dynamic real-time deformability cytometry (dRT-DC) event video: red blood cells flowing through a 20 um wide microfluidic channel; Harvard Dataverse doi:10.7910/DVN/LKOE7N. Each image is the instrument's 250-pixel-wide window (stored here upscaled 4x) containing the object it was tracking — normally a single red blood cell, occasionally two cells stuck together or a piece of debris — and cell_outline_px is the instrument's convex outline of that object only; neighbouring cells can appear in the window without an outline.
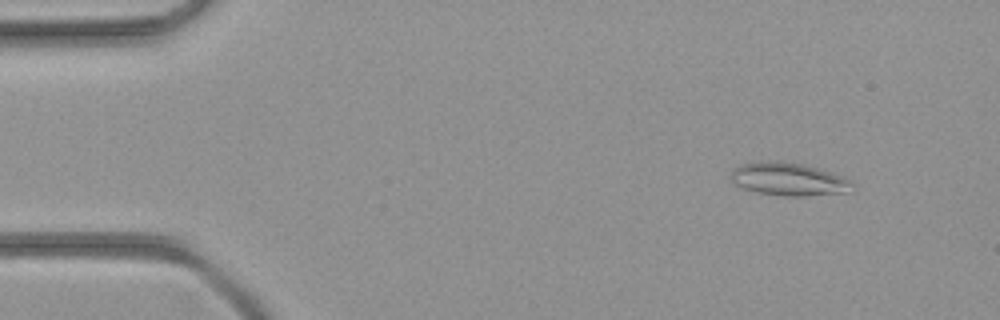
{"species": "common noctule bat (a hibernating species)", "species_latin": "Nyctalus noctula", "temperature_condition": "room temperature", "stored_images_in_passage": 43, "camera_frame_rate_fps": 3000, "um_per_image_px": 0.085, "animal": {"sex": "female", "body_mass_g": 21.9}, "frame": {"image": 1, "passage_image": 5, "time_ms": 1.333, "image_size_px": [1000, 320], "cell_outline_px": [[852, 184], [844, 192], [808, 196], [784, 196], [756, 192], [744, 188], [736, 184], [732, 180], [732, 172], [740, 164], [752, 160], [780, 160], [804, 164], [828, 172], [848, 180]], "centroid_in_image_um": [66.92, 15.2], "position_along_channel_um": 18.1, "area_um2": 23.0}}
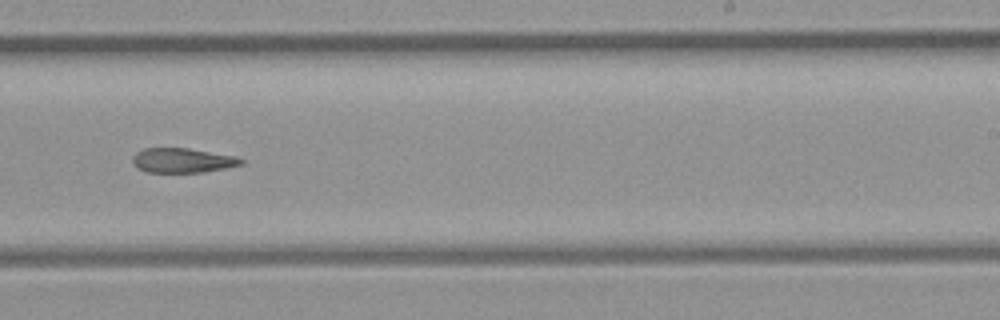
{"frame": {"image": 2, "passage_image": 27, "time_ms": 8.667, "image_size_px": [1000, 320], "cell_outline_px": [[244, 164], [204, 172], [148, 172], [140, 168], [132, 160], [132, 156], [136, 152], [144, 148], [188, 148], [236, 156], [244, 160]], "centroid_in_image_um": [15.54, 13.62], "position_along_channel_um": 273.5, "area_um2": 15.43}}
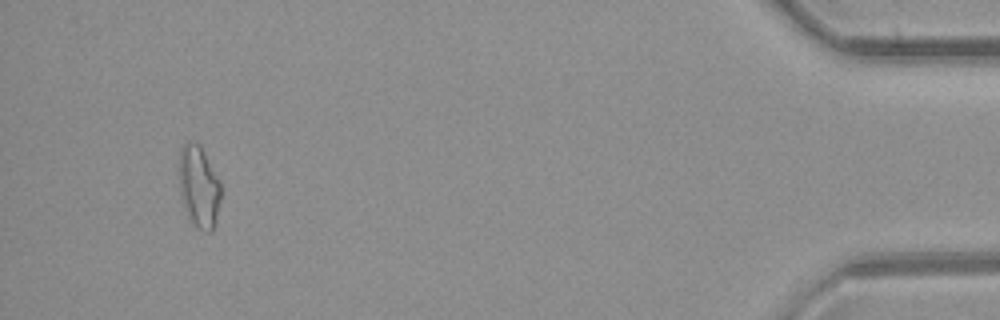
{"frame": {"image": 3, "passage_image": 41, "time_ms": 13.333, "image_size_px": [1000, 320], "cell_outline_px": [[220, 200], [216, 224], [212, 232], [204, 232], [188, 220], [180, 196], [180, 148], [184, 144], [200, 144], [220, 180]], "centroid_in_image_um": [16.92, 15.94], "position_along_channel_um": 418.3, "area_um2": 20.0}}